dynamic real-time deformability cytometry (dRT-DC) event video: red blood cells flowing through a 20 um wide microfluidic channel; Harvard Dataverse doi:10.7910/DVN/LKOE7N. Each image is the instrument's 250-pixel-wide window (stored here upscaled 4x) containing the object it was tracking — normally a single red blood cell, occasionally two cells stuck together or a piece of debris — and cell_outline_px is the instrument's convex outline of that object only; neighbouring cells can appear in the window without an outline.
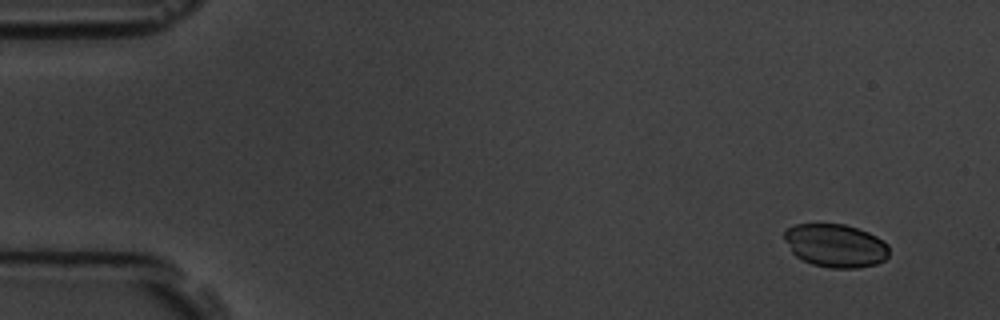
{"species": "common noctule bat (a hibernating species)", "species_latin": "Nyctalus noctula", "temperature_condition": "room temperature", "stored_images_in_passage": 9, "camera_frame_rate_fps": 3000, "um_per_image_px": 0.085, "animal": {"sex": "male", "body_mass_g": 19.5, "forearm_length_mm": 54.6}, "frame": {"image": 1, "passage_image": 2, "time_ms": 1.0, "image_size_px": [1000, 320], "cell_outline_px": [[888, 256], [884, 260], [876, 264], [856, 268], [832, 268], [812, 264], [796, 256], [792, 252], [784, 240], [784, 232], [788, 228], [796, 224], [844, 224], [868, 232], [884, 240], [888, 244]], "centroid_in_image_um": [71.03, 20.87], "position_along_channel_um": 14.0, "area_um2": 26.36}}
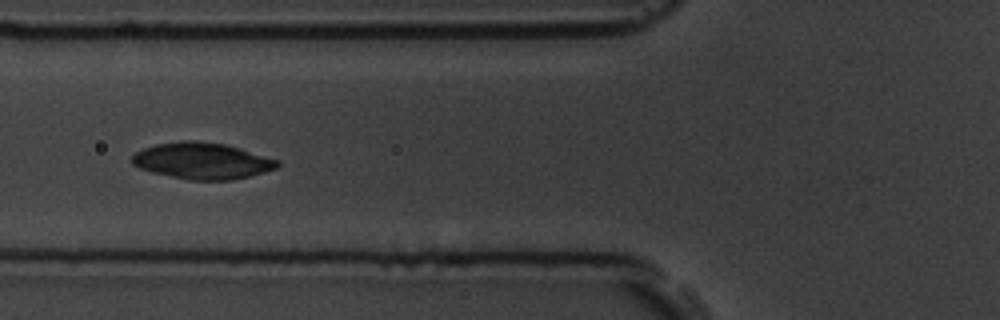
{"frame": {"image": 2, "passage_image": 7, "time_ms": 6.667, "image_size_px": [1000, 320], "cell_outline_px": [[280, 168], [232, 180], [188, 180], [152, 172], [140, 168], [132, 164], [132, 156], [136, 152], [144, 148], [156, 144], [184, 140], [196, 140], [224, 144], [240, 148], [280, 160]], "centroid_in_image_um": [17.22, 13.67], "position_along_channel_um": 108.6, "area_um2": 30.92}}
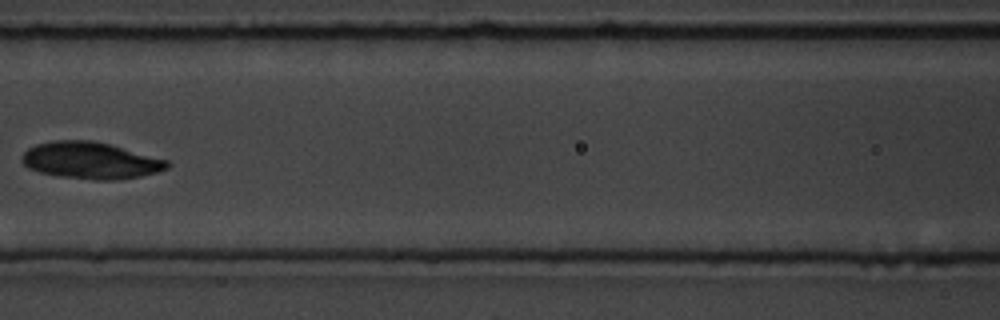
{"frame": {"image": 3, "passage_image": 8, "time_ms": 8.0, "image_size_px": [1000, 320], "cell_outline_px": [[168, 168], [156, 172], [140, 176], [116, 180], [96, 180], [60, 176], [40, 172], [28, 168], [20, 160], [20, 156], [28, 148], [36, 144], [56, 140], [92, 140], [108, 144], [168, 160]], "centroid_in_image_um": [7.65, 13.64], "position_along_channel_um": 158.9, "area_um2": 30.92}}